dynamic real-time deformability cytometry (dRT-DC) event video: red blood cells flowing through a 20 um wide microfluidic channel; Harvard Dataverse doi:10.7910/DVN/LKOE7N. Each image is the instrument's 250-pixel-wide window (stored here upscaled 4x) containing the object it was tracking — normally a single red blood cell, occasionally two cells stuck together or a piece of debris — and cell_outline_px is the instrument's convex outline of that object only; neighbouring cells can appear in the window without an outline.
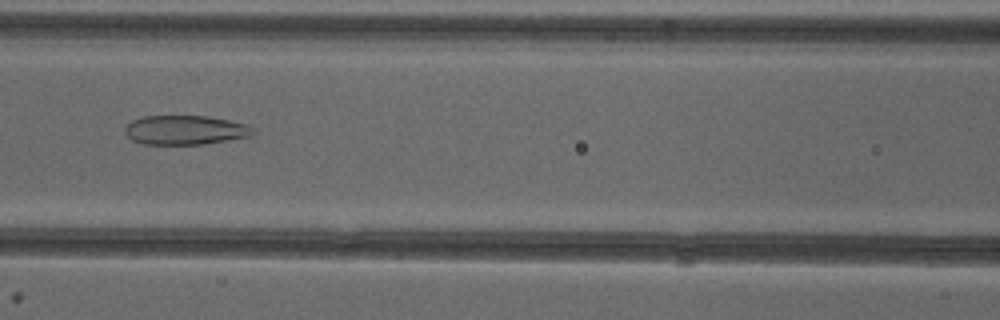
{"species": "common noctule bat (a hibernating species)", "species_latin": "Nyctalus noctula", "temperature_condition": "cold", "stored_images_in_passage": 51, "camera_frame_rate_fps": 3000, "um_per_image_px": 0.085, "animal": {"sex": "female"}, "frame": {"image": 1, "passage_image": 23, "time_ms": 7.333, "image_size_px": [1000, 320], "cell_outline_px": [[252, 136], [204, 144], [140, 144], [132, 140], [124, 132], [124, 128], [132, 120], [144, 116], [204, 116], [228, 120], [248, 124], [252, 128]], "centroid_in_image_um": [15.71, 11.06], "position_along_channel_um": 150.9, "area_um2": 21.79}}
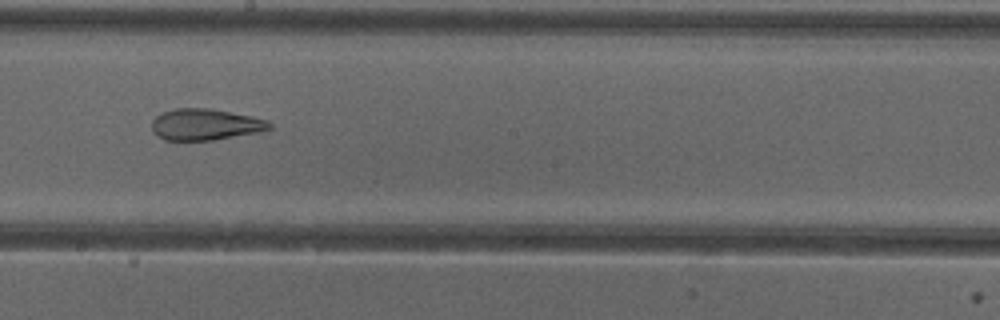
{"frame": {"image": 2, "passage_image": 29, "time_ms": 9.333, "image_size_px": [1000, 320], "cell_outline_px": [[272, 128], [260, 132], [212, 140], [164, 140], [156, 136], [152, 132], [152, 120], [160, 112], [176, 108], [212, 108], [252, 116], [268, 120], [272, 124]], "centroid_in_image_um": [17.44, 10.57], "position_along_channel_um": 230.8, "area_um2": 21.79}}
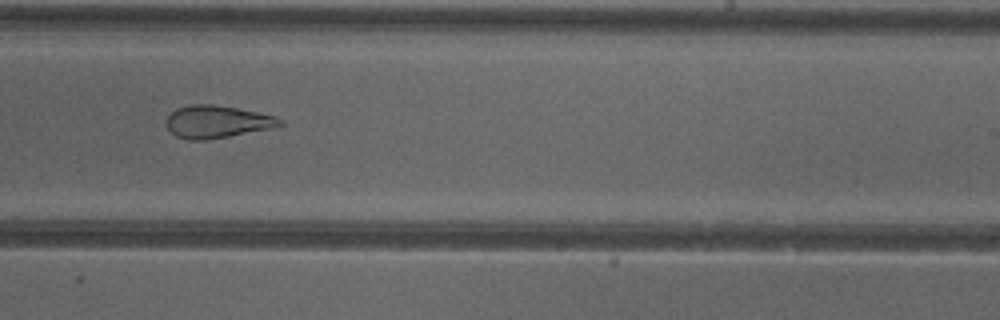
{"frame": {"image": 3, "passage_image": 32, "time_ms": 10.333, "image_size_px": [1000, 320], "cell_outline_px": [[284, 124], [268, 128], [228, 136], [204, 140], [188, 140], [176, 136], [168, 128], [164, 120], [176, 108], [192, 104], [212, 104], [236, 108], [276, 116], [284, 120]], "centroid_in_image_um": [18.41, 10.34], "position_along_channel_um": 270.6, "area_um2": 21.27}, "authors_computed_cell_mechanics": {"area_um2": 27.5128, "velocity_mm_per_s": 4.0044, "shape_relaxation_time_tau1_ms": null, "shape_relaxation_time_tau2_ms": 2.2023, "deformation_change_tau1": null, "deformation_change_tau2": 0.1196}}